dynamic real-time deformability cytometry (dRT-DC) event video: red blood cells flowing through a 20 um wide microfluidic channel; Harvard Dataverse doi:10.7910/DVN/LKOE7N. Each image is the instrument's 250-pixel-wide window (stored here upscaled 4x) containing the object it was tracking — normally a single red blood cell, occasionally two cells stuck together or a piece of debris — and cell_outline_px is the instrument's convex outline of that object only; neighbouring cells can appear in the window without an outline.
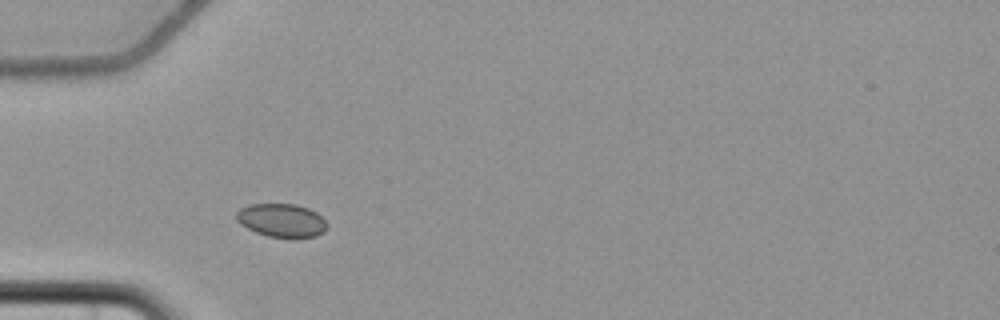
{"species": "common noctule bat (a hibernating species)", "species_latin": "Nyctalus noctula", "temperature_condition": "cold", "stored_images_in_passage": 4, "camera_frame_rate_fps": 3000, "um_per_image_px": 0.085, "animal": {"sex": "female", "body_mass_g": 22.7, "forearm_length_mm": 54.2}, "frame": {"image": 1, "passage_image": 2, "time_ms": 1.0, "image_size_px": [1000, 320], "cell_outline_px": [[328, 228], [324, 232], [316, 236], [296, 240], [268, 236], [256, 232], [240, 224], [236, 220], [236, 212], [240, 208], [248, 204], [296, 204], [308, 208], [316, 212], [328, 224]], "centroid_in_image_um": [23.96, 18.76], "position_along_channel_um": 61.0, "area_um2": 18.15}}
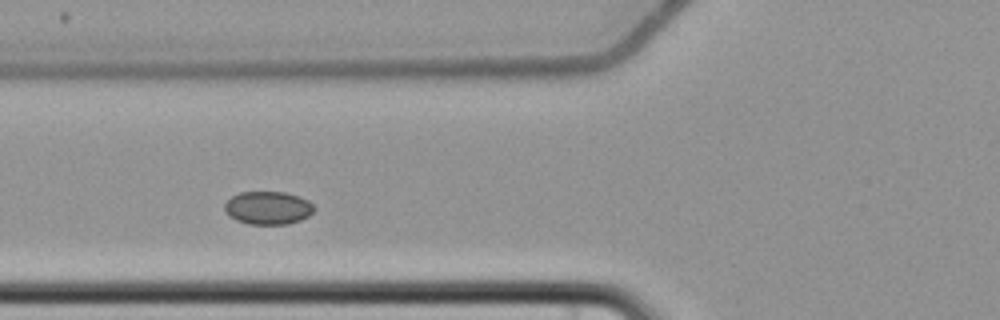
{"frame": {"image": 2, "passage_image": 3, "time_ms": 2.333, "image_size_px": [1000, 320], "cell_outline_px": [[316, 208], [308, 216], [300, 220], [288, 224], [248, 224], [236, 220], [224, 208], [224, 204], [232, 196], [240, 192], [284, 192], [300, 196], [308, 200]], "centroid_in_image_um": [22.81, 17.66], "position_along_channel_um": 103.0, "area_um2": 17.17}}
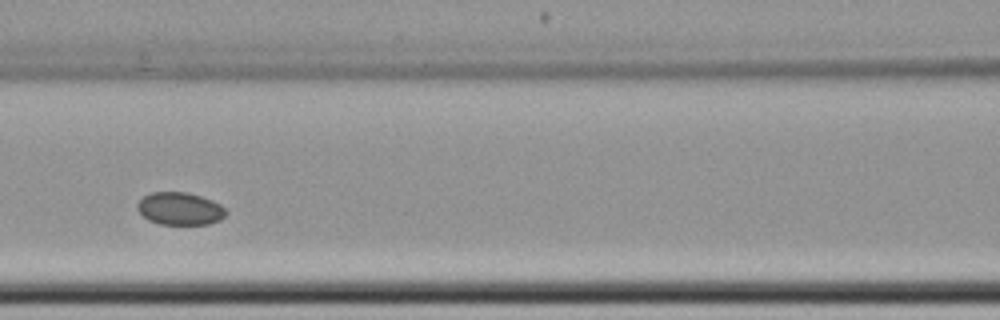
{"frame": {"image": 3, "passage_image": 4, "time_ms": 3.667, "image_size_px": [1000, 320], "cell_outline_px": [[224, 216], [220, 220], [208, 224], [160, 224], [148, 220], [136, 208], [136, 204], [144, 196], [152, 192], [188, 192], [212, 200], [220, 204], [224, 208]], "centroid_in_image_um": [15.27, 17.73], "position_along_channel_um": 151.3, "area_um2": 16.7}}